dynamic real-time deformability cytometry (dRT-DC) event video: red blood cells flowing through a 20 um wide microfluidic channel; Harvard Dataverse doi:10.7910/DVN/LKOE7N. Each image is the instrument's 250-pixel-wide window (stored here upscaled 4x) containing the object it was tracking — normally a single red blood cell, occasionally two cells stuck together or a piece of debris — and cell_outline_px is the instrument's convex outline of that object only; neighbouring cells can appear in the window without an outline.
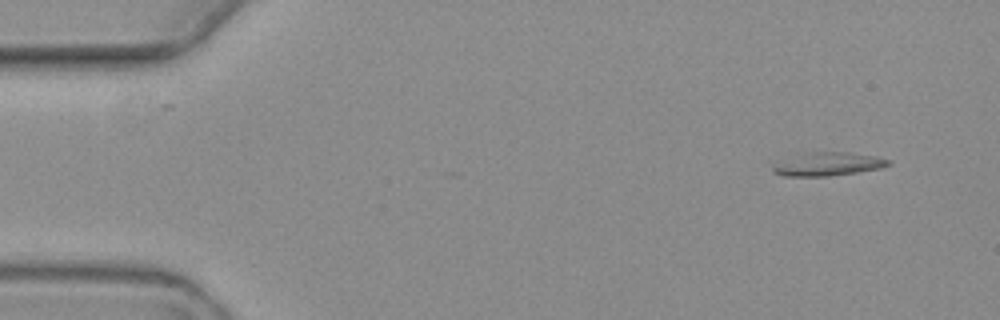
{"species": "common noctule bat (a hibernating species)", "species_latin": "Nyctalus noctula", "temperature_condition": "warm", "stored_images_in_passage": 2, "camera_frame_rate_fps": 3000, "um_per_image_px": 0.085, "animal": {"sex": "female", "body_mass_g": 19.3, "forearm_length_mm": 54.1}, "frame": {"image": 1, "passage_image": 1, "time_ms": 0.0, "image_size_px": [1000, 320], "cell_outline_px": [[892, 164], [880, 168], [856, 172], [828, 176], [784, 176], [772, 172], [772, 164], [816, 152], [848, 152], [876, 156], [892, 160]], "centroid_in_image_um": [70.46, 13.96], "position_along_channel_um": 14.5, "area_um2": 15.32}}